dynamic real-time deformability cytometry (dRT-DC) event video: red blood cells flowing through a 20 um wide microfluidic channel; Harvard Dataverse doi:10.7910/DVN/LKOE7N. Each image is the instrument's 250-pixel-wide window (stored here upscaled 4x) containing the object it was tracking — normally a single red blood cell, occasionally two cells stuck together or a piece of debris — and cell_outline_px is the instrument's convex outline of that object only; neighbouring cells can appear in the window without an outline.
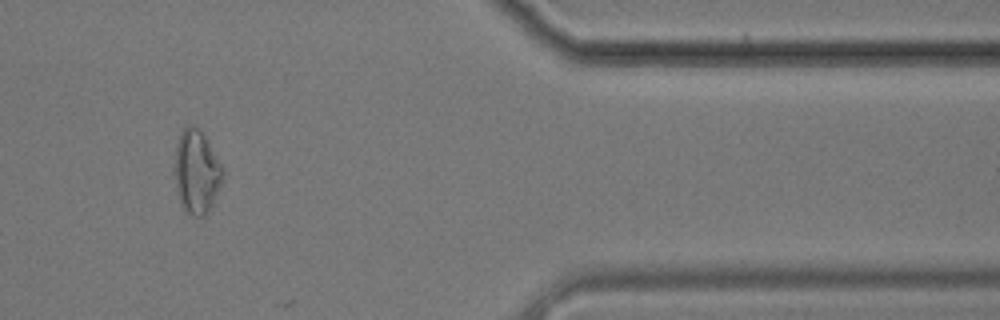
{"species": "common noctule bat (a hibernating species)", "species_latin": "Nyctalus noctula", "temperature_condition": "cold", "stored_images_in_passage": 54, "camera_frame_rate_fps": 3000, "um_per_image_px": 0.085, "animal": {"sex": "male", "body_mass_g": 17.9}, "frame": {"image": 1, "passage_image": 46, "time_ms": 15.0, "image_size_px": [1000, 320], "cell_outline_px": [[224, 180], [208, 212], [204, 216], [192, 216], [184, 212], [176, 192], [172, 172], [172, 168], [176, 144], [180, 132], [188, 124], [192, 124], [200, 128], [204, 132], [224, 168]], "centroid_in_image_um": [16.69, 14.58], "position_along_channel_um": 394.7, "area_um2": 24.68}}